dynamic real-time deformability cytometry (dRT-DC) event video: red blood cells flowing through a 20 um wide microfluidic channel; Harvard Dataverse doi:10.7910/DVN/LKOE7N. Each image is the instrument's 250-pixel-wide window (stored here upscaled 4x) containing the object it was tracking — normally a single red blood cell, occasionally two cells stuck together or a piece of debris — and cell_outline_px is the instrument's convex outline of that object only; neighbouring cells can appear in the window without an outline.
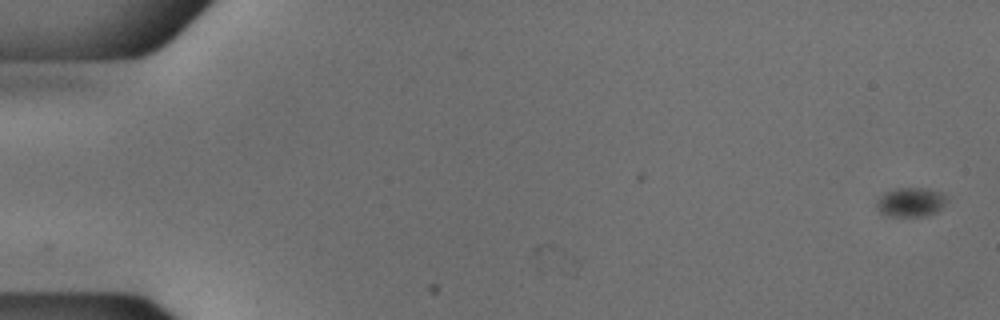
{"species": "common noctule bat (a hibernating species)", "species_latin": "Nyctalus noctula", "temperature_condition": "cold", "stored_images_in_passage": 2, "camera_frame_rate_fps": 3000, "um_per_image_px": 0.085, "animal": {"sex": "male", "body_mass_g": 18.8}, "frame": {"image": 1, "passage_image": 2, "time_ms": 0.333, "image_size_px": [1000, 320], "cell_outline_px": [[948, 200], [936, 212], [924, 216], [888, 216], [880, 212], [876, 204], [876, 200], [884, 192], [892, 188], [928, 188], [940, 192], [948, 196]], "centroid_in_image_um": [77.4, 17.16], "position_along_channel_um": 7.6, "area_um2": 12.08}}